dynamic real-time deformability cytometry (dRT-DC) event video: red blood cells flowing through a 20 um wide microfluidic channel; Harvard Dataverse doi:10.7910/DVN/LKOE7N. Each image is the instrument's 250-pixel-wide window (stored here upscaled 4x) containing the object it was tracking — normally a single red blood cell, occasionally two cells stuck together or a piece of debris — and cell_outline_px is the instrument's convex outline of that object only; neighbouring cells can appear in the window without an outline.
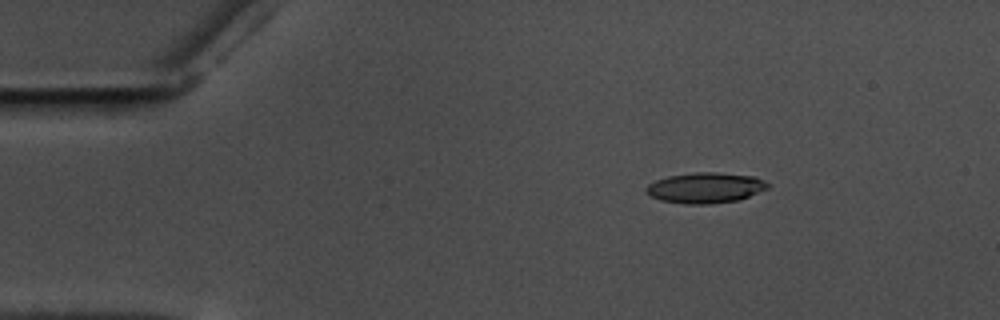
{"species": "common noctule bat (a hibernating species)", "species_latin": "Nyctalus noctula", "temperature_condition": "warm", "stored_images_in_passage": 29, "camera_frame_rate_fps": 3000, "um_per_image_px": 0.085, "animal": {"sex": "male", "body_mass_g": 17.5, "forearm_length_mm": 52.3}, "frame": {"image": 1, "passage_image": 1, "time_ms": 0.0, "image_size_px": [1000, 320], "cell_outline_px": [[768, 188], [740, 200], [708, 204], [684, 204], [660, 200], [644, 192], [644, 188], [648, 184], [656, 180], [668, 176], [696, 172], [716, 172], [756, 176], [768, 184]], "centroid_in_image_um": [59.93, 15.96], "position_along_channel_um": 25.1, "area_um2": 21.73}}
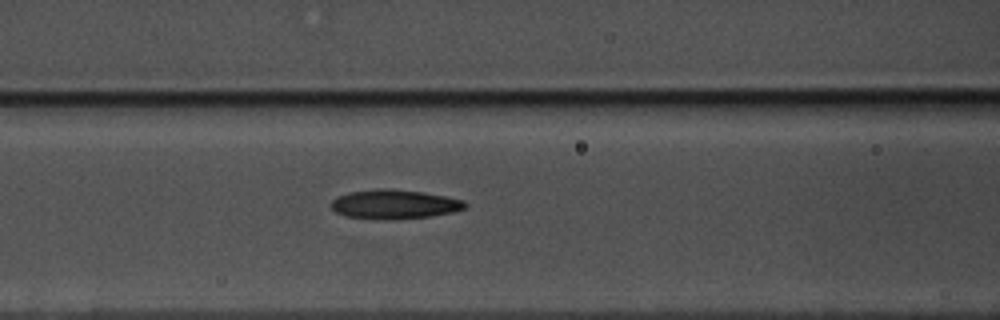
{"frame": {"image": 2, "passage_image": 16, "time_ms": 5.0, "image_size_px": [1000, 320], "cell_outline_px": [[468, 204], [464, 208], [452, 212], [432, 216], [396, 220], [376, 220], [344, 216], [336, 212], [332, 208], [332, 200], [348, 192], [376, 188], [392, 188], [424, 192], [464, 200]], "centroid_in_image_um": [33.51, 17.37], "position_along_channel_um": 133.1, "area_um2": 23.18}}
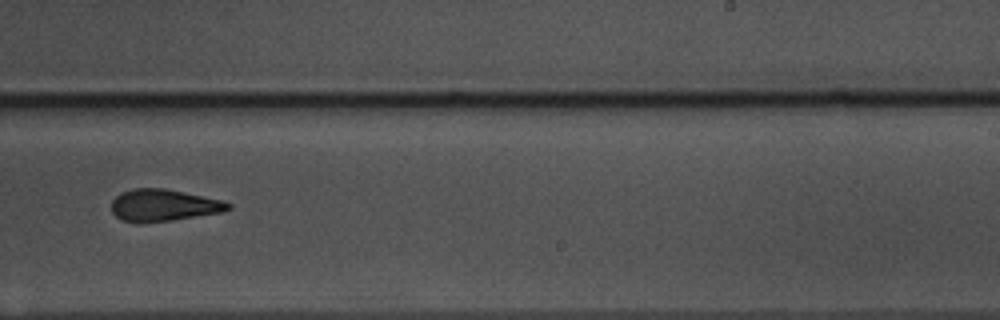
{"frame": {"image": 3, "passage_image": 28, "time_ms": 9.0, "image_size_px": [1000, 320], "cell_outline_px": [[232, 208], [220, 212], [172, 220], [124, 220], [116, 216], [112, 212], [112, 200], [120, 192], [132, 188], [168, 188], [224, 200], [232, 204]], "centroid_in_image_um": [13.95, 17.39], "position_along_channel_um": 275.0, "area_um2": 21.33}}